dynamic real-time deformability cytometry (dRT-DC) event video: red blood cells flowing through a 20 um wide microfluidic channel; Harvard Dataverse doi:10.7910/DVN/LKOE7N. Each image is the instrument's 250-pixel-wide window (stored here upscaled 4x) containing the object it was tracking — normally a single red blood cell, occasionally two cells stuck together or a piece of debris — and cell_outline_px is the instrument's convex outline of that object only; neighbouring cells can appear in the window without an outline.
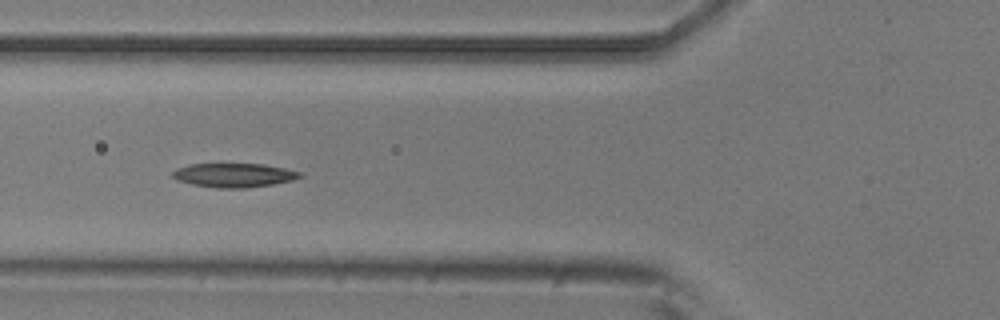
{"species": "common noctule bat (a hibernating species)", "species_latin": "Nyctalus noctula", "temperature_condition": "room temperature", "stored_images_in_passage": 6, "camera_frame_rate_fps": 3000, "um_per_image_px": 0.085, "animal": {"sex": "male", "body_mass_g": 20.5, "forearm_length_mm": 52.5}, "frame": {"image": 1, "passage_image": 6, "time_ms": 1.667, "image_size_px": [1000, 320], "cell_outline_px": [[304, 176], [292, 180], [272, 184], [244, 188], [216, 188], [192, 184], [176, 180], [172, 176], [172, 172], [176, 168], [188, 164], [264, 164], [284, 168], [300, 172]], "centroid_in_image_um": [19.86, 14.89], "position_along_channel_um": 105.9, "area_um2": 17.8}}